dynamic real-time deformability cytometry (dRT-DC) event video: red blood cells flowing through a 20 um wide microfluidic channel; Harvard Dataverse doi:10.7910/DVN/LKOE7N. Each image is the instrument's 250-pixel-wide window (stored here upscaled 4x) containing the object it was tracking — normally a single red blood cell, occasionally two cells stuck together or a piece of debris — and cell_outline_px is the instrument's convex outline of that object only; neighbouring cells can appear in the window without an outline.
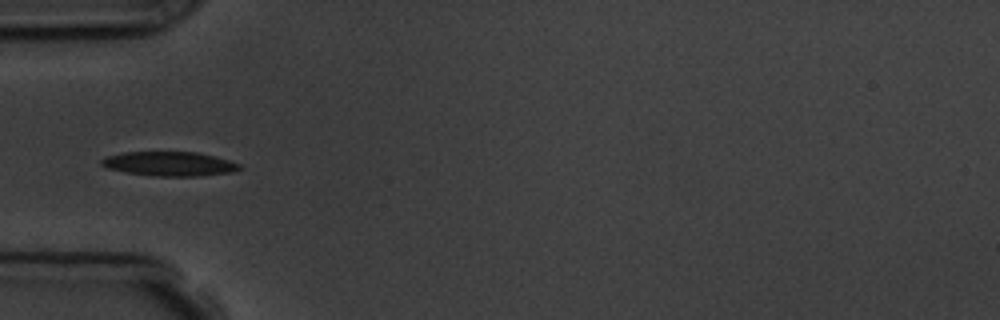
{"species": "common noctule bat (a hibernating species)", "species_latin": "Nyctalus noctula", "temperature_condition": "room temperature", "stored_images_in_passage": 6, "camera_frame_rate_fps": 3000, "um_per_image_px": 0.085, "animal": {"sex": "male", "body_mass_g": 19.5, "forearm_length_mm": 54.6}, "frame": {"image": 1, "passage_image": 3, "time_ms": 2.333, "image_size_px": [1000, 320], "cell_outline_px": [[244, 168], [232, 172], [200, 176], [152, 176], [128, 172], [108, 168], [100, 164], [100, 160], [104, 156], [124, 152], [200, 152], [216, 156], [240, 164]], "centroid_in_image_um": [14.42, 13.92], "position_along_channel_um": 70.6, "area_um2": 19.71}}
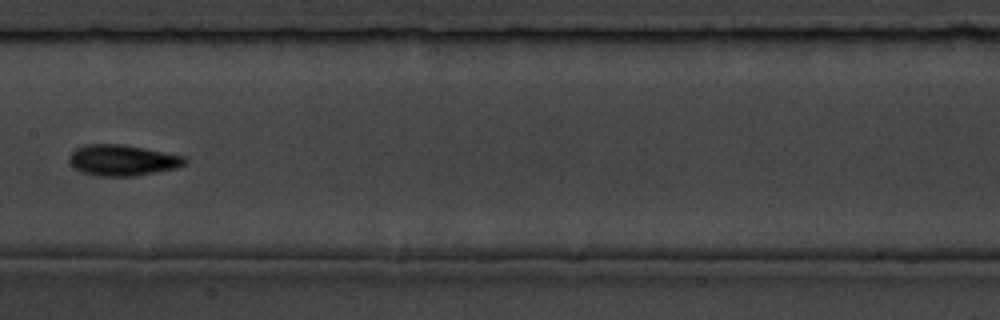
{"frame": {"image": 2, "passage_image": 6, "time_ms": 5.667, "image_size_px": [1000, 320], "cell_outline_px": [[188, 160], [184, 164], [176, 168], [136, 176], [96, 176], [80, 172], [68, 160], [68, 156], [76, 148], [84, 144], [124, 144], [184, 156]], "centroid_in_image_um": [10.39, 13.62], "position_along_channel_um": 197.0, "area_um2": 20.92}}